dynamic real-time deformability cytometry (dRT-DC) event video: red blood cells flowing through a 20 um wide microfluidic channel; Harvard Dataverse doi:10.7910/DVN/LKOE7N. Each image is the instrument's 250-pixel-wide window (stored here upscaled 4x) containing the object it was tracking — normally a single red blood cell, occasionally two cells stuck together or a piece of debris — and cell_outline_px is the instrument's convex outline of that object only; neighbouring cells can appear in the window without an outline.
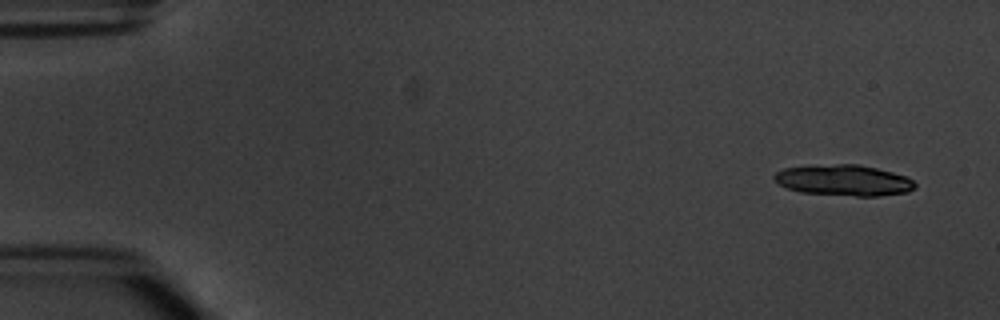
{"species": "common noctule bat (a hibernating species)", "species_latin": "Nyctalus noctula", "temperature_condition": "warm", "stored_images_in_passage": 5, "segment_of_instrument_passage": [1, 2], "camera_frame_rate_fps": 3000, "um_per_image_px": 0.085, "animal": {"sex": "male", "body_mass_g": 20.1, "forearm_length_mm": 53.5}, "frame": {"image": 1, "passage_image": 1, "time_ms": 0.0, "image_size_px": [1000, 320], "cell_outline_px": [[916, 188], [908, 192], [880, 196], [856, 196], [800, 192], [776, 184], [772, 180], [772, 176], [776, 172], [784, 168], [836, 164], [856, 164], [876, 168], [908, 176], [916, 184]], "centroid_in_image_um": [71.72, 15.33], "position_along_channel_um": 13.3, "area_um2": 25.49}}